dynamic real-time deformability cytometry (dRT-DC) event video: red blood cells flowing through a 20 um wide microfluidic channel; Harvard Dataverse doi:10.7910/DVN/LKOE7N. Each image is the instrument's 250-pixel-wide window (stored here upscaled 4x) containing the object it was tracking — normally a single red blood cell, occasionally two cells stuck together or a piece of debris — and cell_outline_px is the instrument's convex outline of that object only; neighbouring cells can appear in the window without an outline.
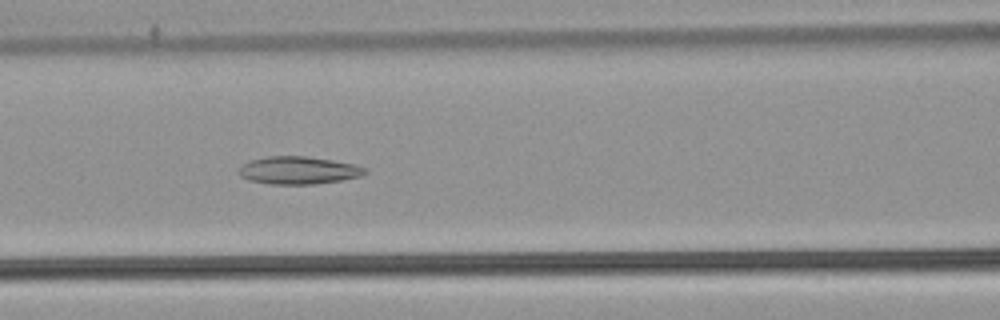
{"species": "common noctule bat (a hibernating species)", "species_latin": "Nyctalus noctula", "temperature_condition": "warm", "stored_images_in_passage": 54, "camera_frame_rate_fps": 3000, "um_per_image_px": 0.085, "animal": {"sex": "male", "body_mass_g": 21.5, "forearm_length_mm": 52.0}, "frame": {"image": 1, "passage_image": 24, "time_ms": 7.667, "image_size_px": [1000, 320], "cell_outline_px": [[368, 172], [360, 176], [340, 180], [316, 184], [268, 184], [248, 180], [240, 176], [240, 168], [244, 164], [252, 160], [268, 156], [308, 156], [356, 164], [368, 168]], "centroid_in_image_um": [25.41, 14.48], "position_along_channel_um": 141.2, "area_um2": 20.35}}
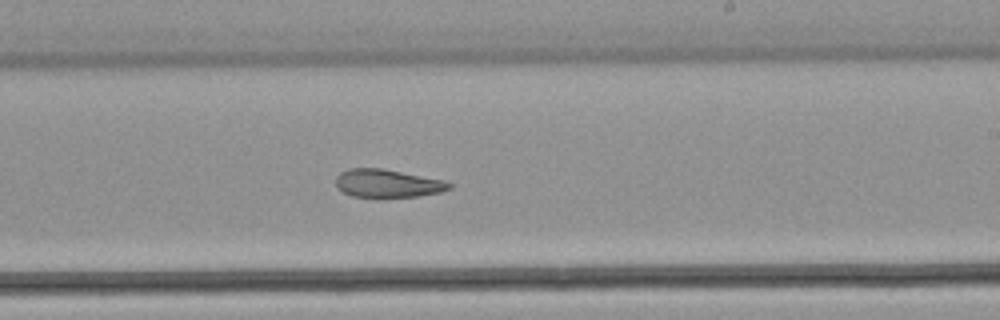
{"frame": {"image": 2, "passage_image": 33, "time_ms": 10.667, "image_size_px": [1000, 320], "cell_outline_px": [[452, 188], [444, 192], [420, 196], [380, 200], [376, 200], [352, 196], [336, 188], [336, 176], [340, 172], [348, 168], [380, 168], [444, 180], [452, 184]], "centroid_in_image_um": [32.93, 15.64], "position_along_channel_um": 256.1, "area_um2": 19.48}}
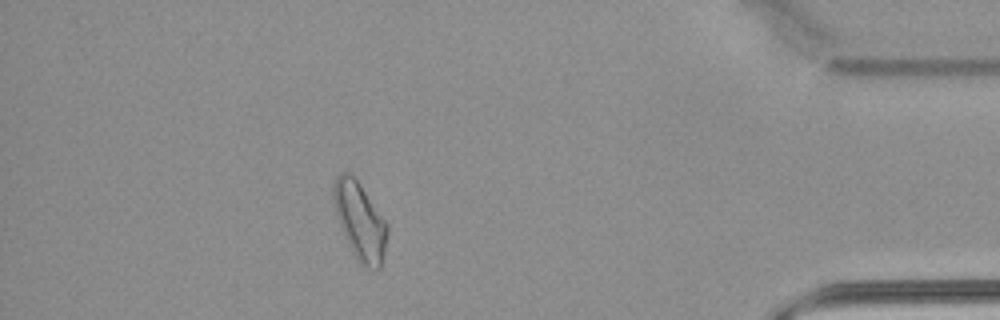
{"frame": {"image": 3, "passage_image": 48, "time_ms": 15.667, "image_size_px": [1000, 320], "cell_outline_px": [[388, 232], [380, 268], [376, 272], [360, 264], [352, 252], [344, 236], [336, 216], [332, 200], [332, 184], [336, 176], [340, 172], [348, 172], [360, 184], [388, 224]], "centroid_in_image_um": [30.57, 18.79], "position_along_channel_um": 404.6, "area_um2": 24.45}, "authors_computed_cell_mechanics": {"area_um2": 23.409, "velocity_mm_per_s": 3.8423, "shape_relaxation_time_tau1_ms": null, "shape_relaxation_time_tau2_ms": 4.9837, "deformation_change_tau1": null, "deformation_change_tau2": 0.1231}}